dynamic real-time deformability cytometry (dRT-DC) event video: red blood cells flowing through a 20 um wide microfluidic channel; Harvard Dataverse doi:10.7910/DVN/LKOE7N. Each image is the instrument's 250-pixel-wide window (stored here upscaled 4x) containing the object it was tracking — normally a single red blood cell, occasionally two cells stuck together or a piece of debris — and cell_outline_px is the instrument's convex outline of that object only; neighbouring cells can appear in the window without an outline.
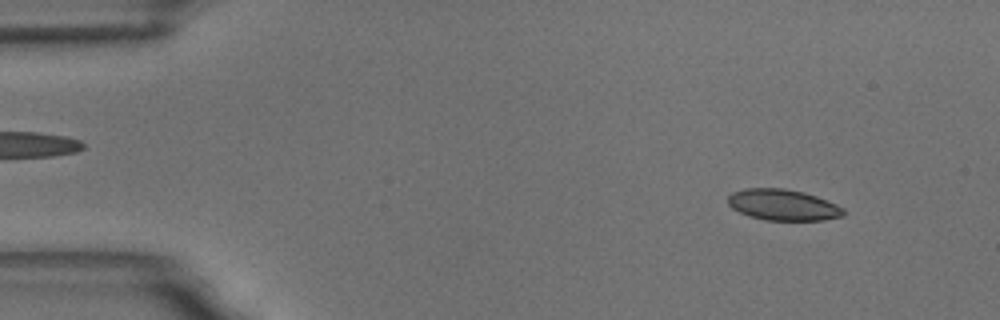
{"species": "common noctule bat (a hibernating species)", "species_latin": "Nyctalus noctula", "temperature_condition": "room temperature", "stored_images_in_passage": 5, "segment_of_instrument_passage": [1, 2], "camera_frame_rate_fps": 3000, "um_per_image_px": 0.085, "animal": {"sex": "male", "body_mass_g": 18.8}, "frame": {"image": 1, "passage_image": 1, "time_ms": 0.0, "image_size_px": [1000, 320], "cell_outline_px": [[844, 216], [824, 220], [764, 220], [748, 216], [732, 208], [728, 204], [728, 196], [732, 192], [744, 188], [784, 188], [804, 192], [816, 196], [836, 204], [844, 208]], "centroid_in_image_um": [66.54, 17.41], "position_along_channel_um": 18.5, "area_um2": 21.04}}